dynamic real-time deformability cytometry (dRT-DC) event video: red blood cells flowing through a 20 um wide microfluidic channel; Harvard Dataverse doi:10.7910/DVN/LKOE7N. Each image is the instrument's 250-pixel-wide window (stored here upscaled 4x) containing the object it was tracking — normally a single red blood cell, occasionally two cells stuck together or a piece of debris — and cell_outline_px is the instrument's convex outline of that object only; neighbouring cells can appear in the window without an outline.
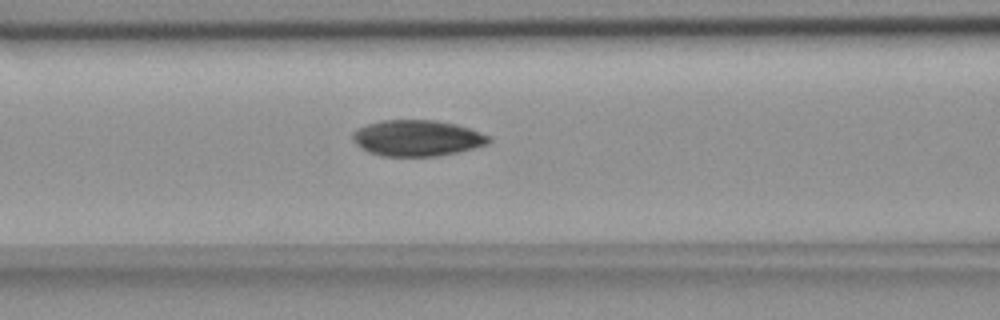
{"species": "common noctule bat (a hibernating species)", "species_latin": "Nyctalus noctula", "temperature_condition": "room temperature", "stored_images_in_passage": 39, "camera_frame_rate_fps": 3000, "um_per_image_px": 0.085, "animal": {"sex": "female", "body_mass_g": 18.4}, "frame": {"image": 1, "passage_image": 7, "time_ms": 2.0, "image_size_px": [1000, 320], "cell_outline_px": [[492, 140], [488, 144], [456, 152], [436, 156], [380, 156], [368, 152], [360, 148], [352, 140], [352, 132], [356, 128], [380, 120], [436, 120], [456, 124], [492, 136]], "centroid_in_image_um": [35.43, 11.73], "position_along_channel_um": 131.2, "area_um2": 28.78}}
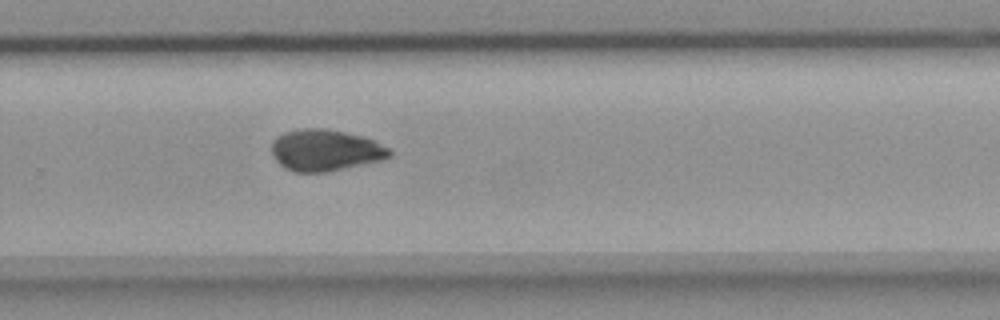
{"frame": {"image": 2, "passage_image": 21, "time_ms": 6.667, "image_size_px": [1000, 320], "cell_outline_px": [[392, 156], [380, 160], [324, 172], [296, 172], [284, 168], [276, 160], [272, 152], [272, 140], [276, 136], [284, 132], [300, 128], [324, 128], [344, 132], [376, 140], [392, 148]], "centroid_in_image_um": [27.66, 12.75], "position_along_channel_um": 302.1, "area_um2": 28.55}}
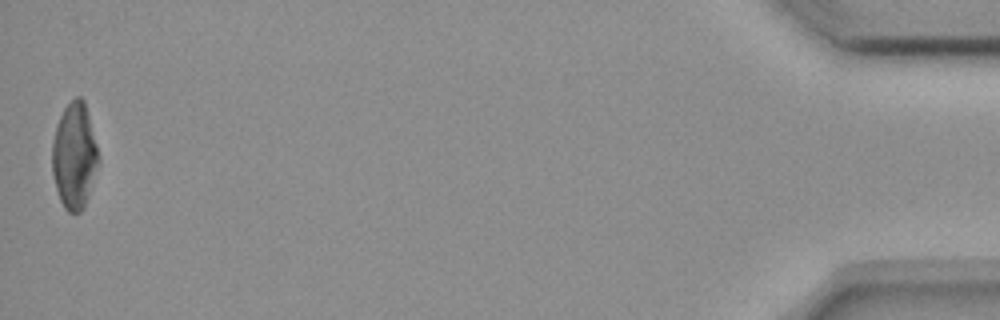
{"frame": {"image": 3, "passage_image": 39, "time_ms": 12.667, "image_size_px": [1000, 320], "cell_outline_px": [[100, 164], [84, 208], [80, 212], [68, 212], [64, 208], [60, 200], [56, 188], [52, 172], [52, 144], [56, 124], [64, 108], [76, 96], [80, 96], [84, 100], [100, 156]], "centroid_in_image_um": [6.34, 13.27], "position_along_channel_um": 428.9, "area_um2": 28.9}, "authors_computed_cell_mechanics": {"area_um2": 28.7266, "velocity_mm_per_s": 3.6689, "shape_relaxation_time_tau1_ms": null, "shape_relaxation_time_tau2_ms": 4.1097, "deformation_change_tau1": null, "deformation_change_tau2": 0.059}}